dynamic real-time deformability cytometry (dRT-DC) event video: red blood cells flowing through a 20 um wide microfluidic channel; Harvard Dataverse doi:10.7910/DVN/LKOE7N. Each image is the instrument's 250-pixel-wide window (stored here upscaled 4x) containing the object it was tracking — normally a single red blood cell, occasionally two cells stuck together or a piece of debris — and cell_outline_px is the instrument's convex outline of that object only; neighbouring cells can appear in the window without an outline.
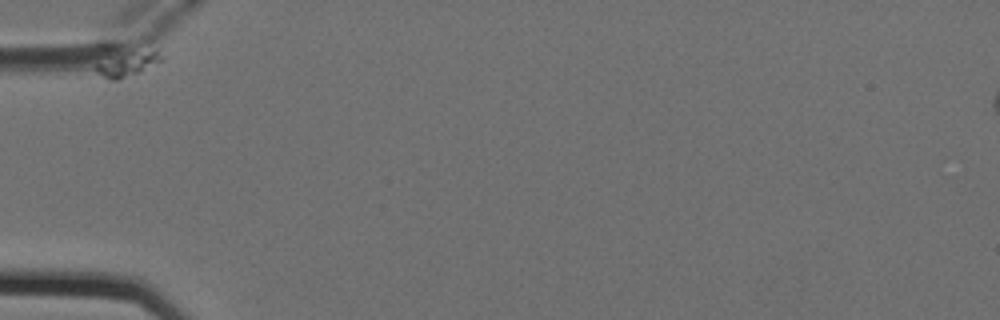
{"species": "Egyptian fruit bat (a non-hibernating species)", "species_latin": "Rousettus aegyptiacus", "temperature_condition": "cold", "stored_images_in_passage": 2, "camera_frame_rate_fps": 3000, "um_per_image_px": 0.085, "animal": {"sex": "female"}, "frame": {"image": 1, "passage_image": 1, "time_ms": 0.0, "image_size_px": [1000, 320], "cell_outline_px": [[164, 60], [140, 72], [116, 80], [108, 80], [96, 72], [96, 64], [144, 36], [148, 36], [152, 40]], "centroid_in_image_um": [11.06, 5.1], "position_along_channel_um": 73.9, "area_um2": 12.02}}